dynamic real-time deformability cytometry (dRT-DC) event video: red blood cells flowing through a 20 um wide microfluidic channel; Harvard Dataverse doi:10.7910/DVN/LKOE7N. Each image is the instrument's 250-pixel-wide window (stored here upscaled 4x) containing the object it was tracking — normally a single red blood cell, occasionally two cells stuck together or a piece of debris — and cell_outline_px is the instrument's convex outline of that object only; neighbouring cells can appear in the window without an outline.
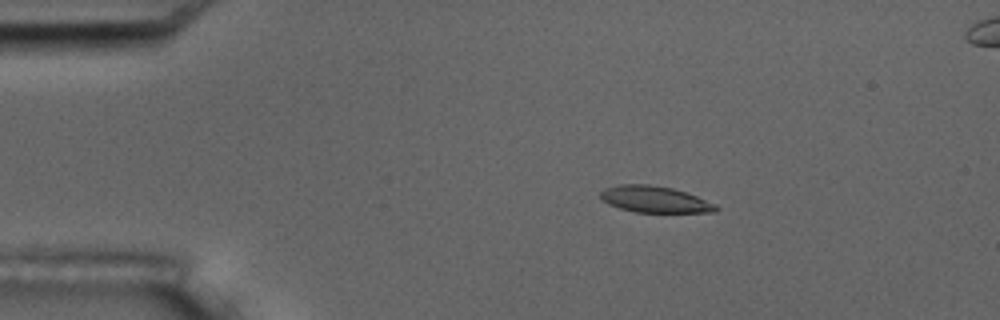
{"species": "common noctule bat (a hibernating species)", "species_latin": "Nyctalus noctula", "temperature_condition": "room temperature", "stored_images_in_passage": 4, "camera_frame_rate_fps": 3000, "um_per_image_px": 0.085, "animal": {"sex": "male", "body_mass_g": 17.5, "forearm_length_mm": 52.3}, "frame": {"image": 1, "passage_image": 2, "time_ms": 1.333, "image_size_px": [1000, 320], "cell_outline_px": [[720, 208], [716, 212], [636, 212], [620, 208], [608, 204], [600, 200], [600, 192], [604, 188], [620, 184], [648, 184], [672, 188], [696, 196], [716, 204]], "centroid_in_image_um": [55.63, 16.94], "position_along_channel_um": 29.4, "area_um2": 17.8}}